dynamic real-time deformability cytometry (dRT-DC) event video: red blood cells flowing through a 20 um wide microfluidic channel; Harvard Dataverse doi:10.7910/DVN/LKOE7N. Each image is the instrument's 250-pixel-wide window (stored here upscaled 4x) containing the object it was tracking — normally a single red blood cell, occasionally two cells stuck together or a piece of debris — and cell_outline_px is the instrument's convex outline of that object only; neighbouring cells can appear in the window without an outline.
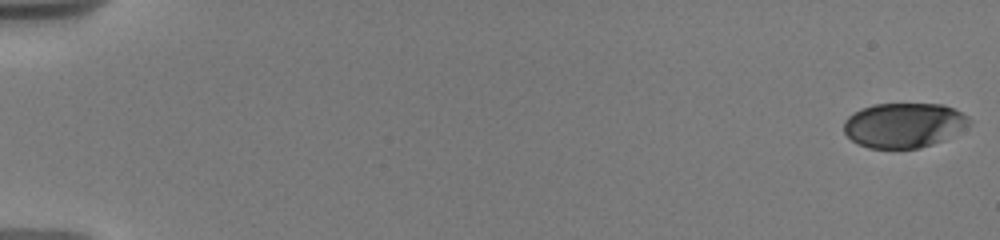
{"species": "human", "species_latin": "Homo sapiens", "temperature_condition": "warm", "stored_images_in_passage": 46, "camera_frame_rate_fps": 3000, "um_per_image_px": 0.085, "donor": {"sex": "male"}, "frame": {"image": 1, "passage_image": 1, "time_ms": 0.0, "image_size_px": [1000, 240], "cell_outline_px": [[972, 120], [968, 124], [940, 140], [932, 144], [920, 148], [868, 148], [852, 140], [844, 132], [844, 120], [848, 116], [860, 108], [872, 104], [944, 104], [968, 116]], "centroid_in_image_um": [76.76, 10.62], "position_along_channel_um": 8.2, "area_um2": 32.31}}
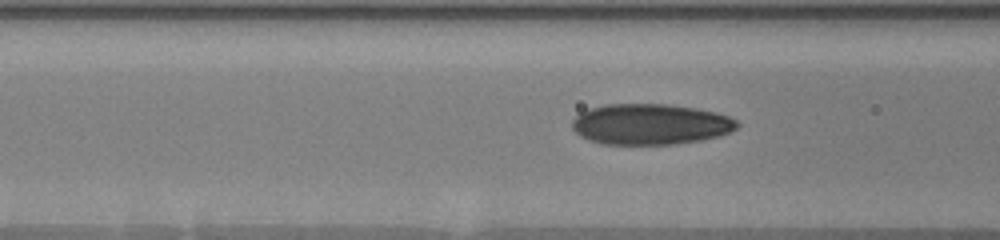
{"frame": {"image": 2, "passage_image": 22, "time_ms": 7.667, "image_size_px": [1000, 240], "cell_outline_px": [[740, 124], [736, 128], [720, 136], [700, 140], [676, 144], [600, 144], [588, 140], [580, 136], [572, 128], [572, 120], [580, 112], [588, 108], [604, 104], [668, 104], [696, 108], [716, 112], [728, 116], [736, 120]], "centroid_in_image_um": [55.25, 10.55], "position_along_channel_um": 111.3, "area_um2": 39.48}}
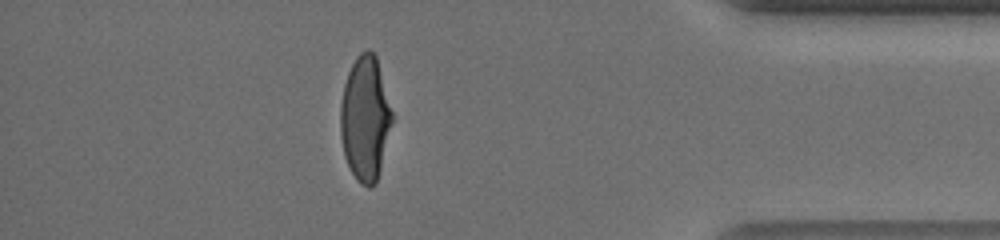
{"frame": {"image": 3, "passage_image": 41, "time_ms": 16.333, "image_size_px": [1000, 240], "cell_outline_px": [[392, 120], [376, 184], [368, 188], [356, 180], [344, 156], [340, 136], [340, 104], [344, 84], [348, 72], [356, 56], [360, 52], [368, 48], [376, 56], [392, 112]], "centroid_in_image_um": [31.01, 10.06], "position_along_channel_um": 404.2, "area_um2": 37.22}, "authors_computed_cell_mechanics": {"area_um2": 37.57, "velocity_mm_per_s": 3.7246, "shape_relaxation_time_tau1_ms": 4.7475, "shape_relaxation_time_tau2_ms": null, "deformation_change_tau1": 0.2009, "deformation_change_tau2": null}}